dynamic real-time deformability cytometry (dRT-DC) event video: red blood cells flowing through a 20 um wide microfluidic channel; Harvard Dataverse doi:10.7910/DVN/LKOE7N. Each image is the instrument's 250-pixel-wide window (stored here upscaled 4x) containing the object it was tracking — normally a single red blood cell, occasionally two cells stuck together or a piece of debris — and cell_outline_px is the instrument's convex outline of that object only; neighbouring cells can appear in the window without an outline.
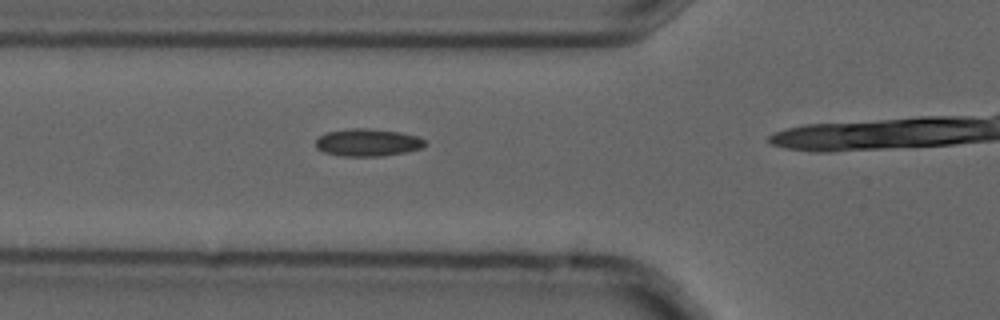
{"species": "common noctule bat (a hibernating species)", "species_latin": "Nyctalus noctula", "temperature_condition": "cold", "stored_images_in_passage": 4, "camera_frame_rate_fps": 3000, "um_per_image_px": 0.085, "animal": {"sex": "male", "forearm_length_mm": 52.5}, "frame": {"image": 1, "passage_image": 3, "time_ms": 0.667, "image_size_px": [1000, 320], "cell_outline_px": [[428, 144], [424, 148], [408, 152], [380, 156], [340, 156], [324, 152], [316, 148], [316, 140], [320, 136], [328, 132], [352, 128], [368, 128], [400, 132], [416, 136], [424, 140]], "centroid_in_image_um": [31.29, 12.12], "position_along_channel_um": 94.5, "area_um2": 17.57}}